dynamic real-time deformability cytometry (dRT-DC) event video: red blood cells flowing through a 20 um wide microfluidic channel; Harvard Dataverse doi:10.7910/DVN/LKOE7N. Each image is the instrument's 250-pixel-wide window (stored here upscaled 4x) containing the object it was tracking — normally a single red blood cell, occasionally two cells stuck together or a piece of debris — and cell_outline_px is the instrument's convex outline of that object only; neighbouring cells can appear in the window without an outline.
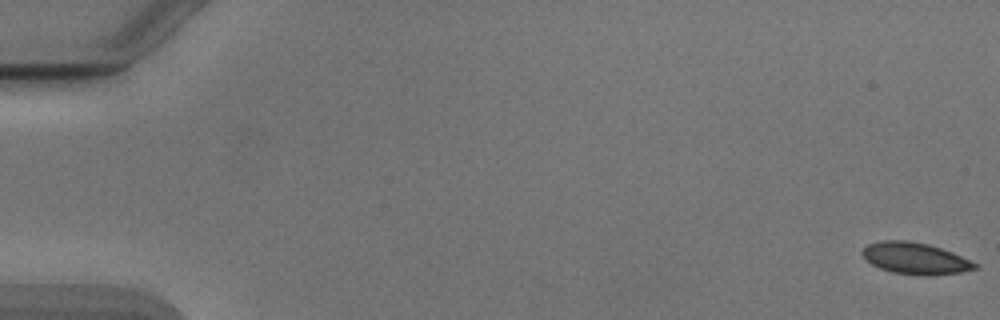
{"species": "Egyptian fruit bat (a non-hibernating species)", "species_latin": "Rousettus aegyptiacus", "temperature_condition": "cold", "stored_images_in_passage": 16, "camera_frame_rate_fps": 3000, "um_per_image_px": 0.085, "animal": {"sex": "male"}, "frame": {"image": 1, "passage_image": 1, "time_ms": 0.0, "image_size_px": [1000, 320], "cell_outline_px": [[980, 268], [960, 272], [932, 276], [924, 276], [892, 272], [880, 268], [864, 260], [860, 252], [868, 244], [884, 240], [908, 240], [928, 244], [952, 252], [972, 260], [980, 264]], "centroid_in_image_um": [77.82, 21.97], "position_along_channel_um": 7.2, "area_um2": 21.04}}
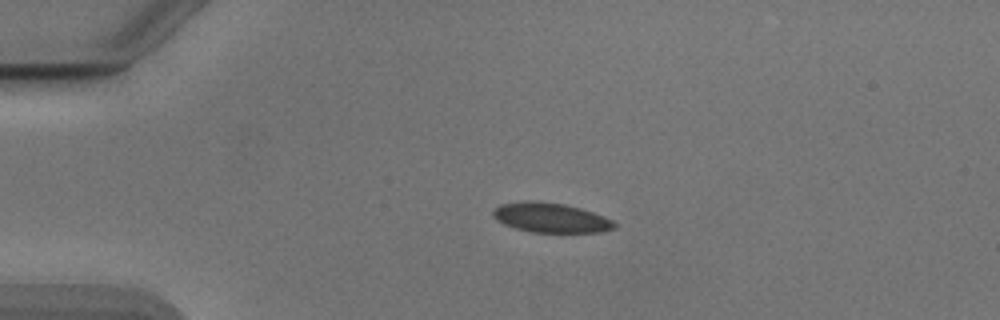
{"frame": {"image": 2, "passage_image": 13, "time_ms": 4.0, "image_size_px": [1000, 320], "cell_outline_px": [[616, 228], [600, 232], [532, 232], [516, 228], [504, 224], [496, 220], [492, 216], [492, 212], [500, 204], [524, 200], [536, 200], [564, 204], [580, 208], [604, 216], [612, 220], [616, 224]], "centroid_in_image_um": [46.79, 18.49], "position_along_channel_um": 38.2, "area_um2": 21.04}}